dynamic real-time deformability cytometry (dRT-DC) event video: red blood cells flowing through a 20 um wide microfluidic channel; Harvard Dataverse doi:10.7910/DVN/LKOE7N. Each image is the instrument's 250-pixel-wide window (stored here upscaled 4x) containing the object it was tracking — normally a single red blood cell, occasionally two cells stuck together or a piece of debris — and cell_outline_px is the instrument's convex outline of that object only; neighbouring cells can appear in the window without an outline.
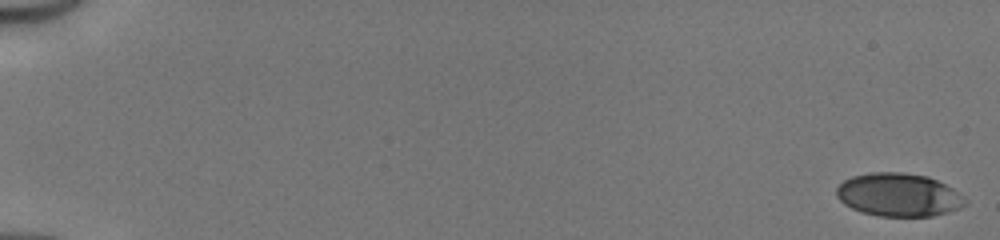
{"species": "human", "species_latin": "Homo sapiens", "temperature_condition": "cold", "stored_images_in_passage": 51, "camera_frame_rate_fps": 3000, "um_per_image_px": 0.085, "donor": {"sex": "male"}, "frame": {"image": 1, "passage_image": 1, "time_ms": 0.0, "image_size_px": [1000, 240], "cell_outline_px": [[968, 204], [960, 208], [948, 212], [932, 216], [880, 216], [860, 212], [844, 204], [836, 196], [836, 188], [844, 180], [852, 176], [872, 172], [900, 172], [928, 176], [952, 188], [968, 200]], "centroid_in_image_um": [76.39, 16.56], "position_along_channel_um": 8.6, "area_um2": 32.48}}
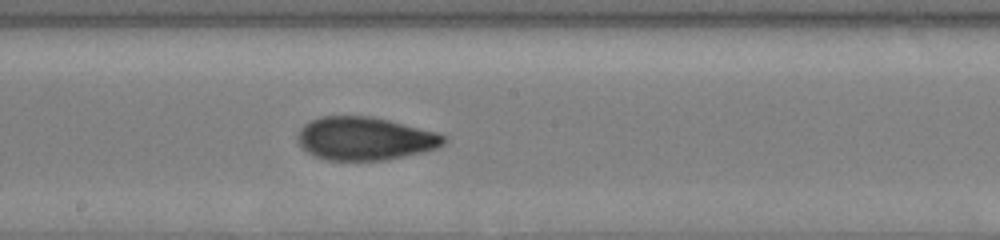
{"frame": {"image": 2, "passage_image": 30, "time_ms": 9.667, "image_size_px": [1000, 240], "cell_outline_px": [[448, 140], [444, 144], [436, 148], [424, 152], [388, 160], [328, 160], [312, 156], [296, 140], [296, 136], [300, 128], [308, 120], [320, 116], [372, 116], [436, 132], [448, 136]], "centroid_in_image_um": [31.01, 11.78], "position_along_channel_um": 217.2, "area_um2": 37.11}}
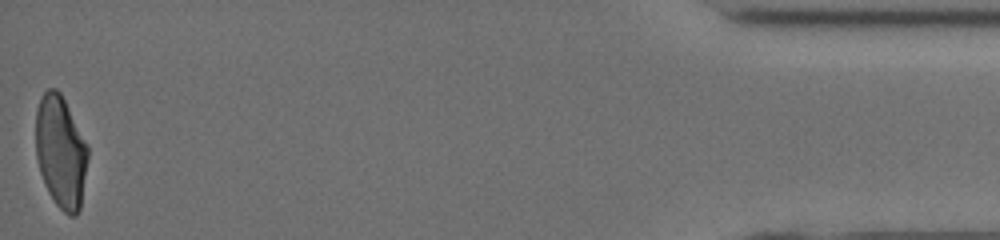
{"frame": {"image": 3, "passage_image": 51, "time_ms": 16.667, "image_size_px": [1000, 240], "cell_outline_px": [[88, 156], [80, 208], [76, 216], [68, 216], [56, 204], [48, 192], [44, 184], [40, 172], [36, 156], [36, 112], [40, 96], [48, 88], [56, 88], [60, 92], [88, 144]], "centroid_in_image_um": [5.16, 12.9], "position_along_channel_um": 430.0, "area_um2": 34.22}, "authors_computed_cell_mechanics": {"area_um2": 34.9112, "velocity_mm_per_s": 4.1725, "shape_relaxation_time_tau1_ms": 4.8231, "shape_relaxation_time_tau2_ms": 1.3333, "deformation_change_tau1": 0.177, "deformation_change_tau2": 0.0709}}